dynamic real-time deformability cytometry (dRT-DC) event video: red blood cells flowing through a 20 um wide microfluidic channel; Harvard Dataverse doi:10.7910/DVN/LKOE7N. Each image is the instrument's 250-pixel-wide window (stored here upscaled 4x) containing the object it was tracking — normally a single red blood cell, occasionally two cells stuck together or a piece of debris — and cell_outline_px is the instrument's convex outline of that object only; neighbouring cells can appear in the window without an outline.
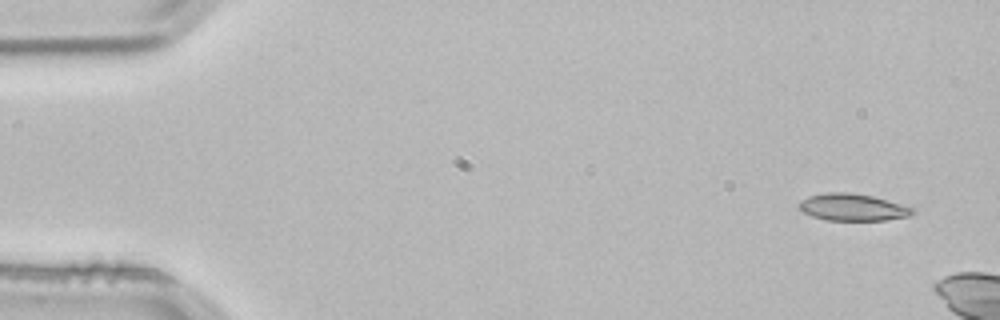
{"species": "common noctule bat (a hibernating species)", "species_latin": "Nyctalus noctula", "temperature_condition": "room temperature", "stored_images_in_passage": 3, "camera_frame_rate_fps": 3000, "um_per_image_px": 0.085, "animal": {"sex": "male", "body_mass_g": 21.5, "forearm_length_mm": 52.0}, "frame": {"image": 1, "passage_image": 1, "time_ms": 0.0, "image_size_px": [1000, 320], "cell_outline_px": [[916, 212], [908, 216], [884, 220], [824, 220], [812, 216], [796, 208], [796, 204], [800, 200], [808, 196], [824, 192], [848, 192], [872, 196], [912, 208]], "centroid_in_image_um": [72.37, 17.61], "position_along_channel_um": 12.6, "area_um2": 17.86}}